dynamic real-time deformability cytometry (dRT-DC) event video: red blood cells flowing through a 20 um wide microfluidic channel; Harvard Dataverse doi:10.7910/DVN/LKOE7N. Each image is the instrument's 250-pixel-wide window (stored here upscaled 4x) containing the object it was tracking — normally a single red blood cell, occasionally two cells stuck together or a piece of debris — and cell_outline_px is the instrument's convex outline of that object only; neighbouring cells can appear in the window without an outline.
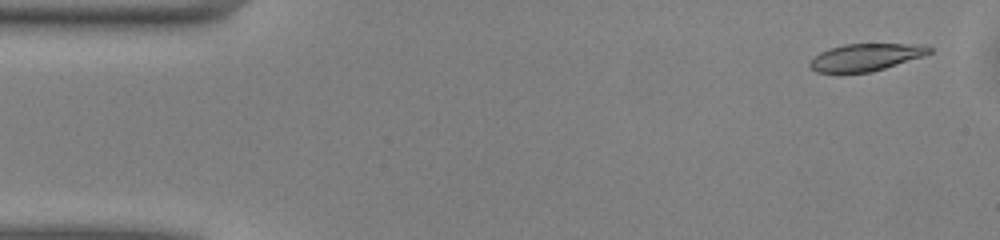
{"species": "common noctule bat (a hibernating species)", "species_latin": "Nyctalus noctula", "temperature_condition": "warm", "stored_images_in_passage": 49, "camera_frame_rate_fps": 3000, "um_per_image_px": 0.085, "animal": {"sex": "male", "body_mass_g": 13.0, "forearm_length_mm": 53.1}, "frame": {"image": 1, "passage_image": 2, "time_ms": 0.333, "image_size_px": [1000, 240], "cell_outline_px": [[932, 52], [924, 56], [872, 72], [816, 72], [808, 64], [820, 52], [828, 48], [844, 44], [920, 44], [932, 48]], "centroid_in_image_um": [73.62, 4.85], "position_along_channel_um": 11.4, "area_um2": 18.84}}
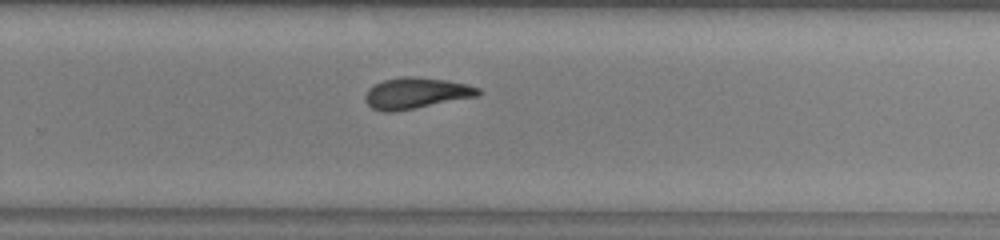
{"frame": {"image": 2, "passage_image": 31, "time_ms": 10.0, "image_size_px": [1000, 240], "cell_outline_px": [[480, 92], [476, 96], [416, 108], [392, 112], [384, 112], [372, 108], [364, 100], [364, 96], [368, 88], [372, 84], [384, 80], [400, 76], [416, 76], [448, 80], [468, 84], [480, 88]], "centroid_in_image_um": [35.32, 7.9], "position_along_channel_um": 294.5, "area_um2": 20.63}}
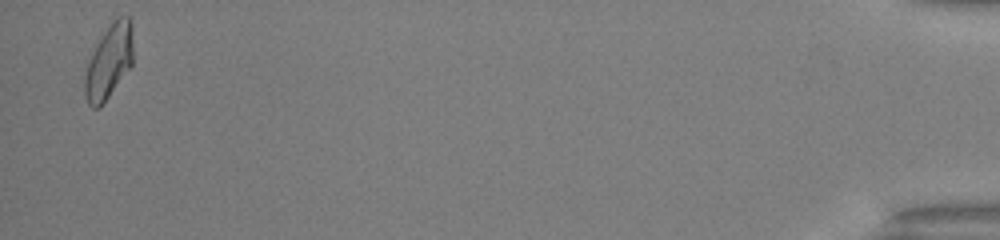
{"frame": {"image": 3, "passage_image": 48, "time_ms": 15.667, "image_size_px": [1000, 240], "cell_outline_px": [[132, 64], [104, 104], [100, 108], [92, 108], [88, 104], [84, 96], [84, 76], [88, 60], [96, 44], [112, 20], [116, 16], [128, 16], [132, 20]], "centroid_in_image_um": [9.24, 5.24], "position_along_channel_um": 426.0, "area_um2": 21.15}, "authors_computed_cell_mechanics": {"area_um2": 20.519, "velocity_mm_per_s": 4.0834, "shape_relaxation_time_tau1_ms": 6.0949, "shape_relaxation_time_tau2_ms": 2.6196, "deformation_change_tau1": 0.1924, "deformation_change_tau2": 0.1069}}